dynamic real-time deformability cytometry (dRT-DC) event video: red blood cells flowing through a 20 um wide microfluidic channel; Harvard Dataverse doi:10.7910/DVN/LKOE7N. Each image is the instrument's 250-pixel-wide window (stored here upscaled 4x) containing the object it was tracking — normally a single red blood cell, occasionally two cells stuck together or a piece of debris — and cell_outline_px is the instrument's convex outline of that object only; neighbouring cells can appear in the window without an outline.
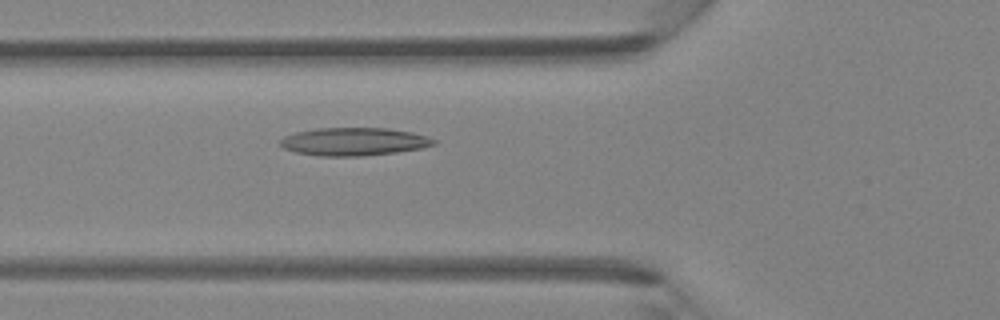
{"species": "Egyptian fruit bat (a non-hibernating species)", "species_latin": "Rousettus aegyptiacus", "temperature_condition": "room temperature", "stored_images_in_passage": 33, "camera_frame_rate_fps": 3000, "um_per_image_px": 0.085, "animal": {"sex": "female"}, "frame": {"image": 1, "passage_image": 4, "time_ms": 1.0, "image_size_px": [1000, 320], "cell_outline_px": [[436, 144], [420, 148], [396, 152], [360, 156], [320, 156], [296, 152], [284, 148], [280, 144], [280, 140], [284, 136], [296, 132], [316, 128], [388, 128], [412, 132], [428, 136], [436, 140]], "centroid_in_image_um": [30.09, 12.03], "position_along_channel_um": 95.7, "area_um2": 24.97}}
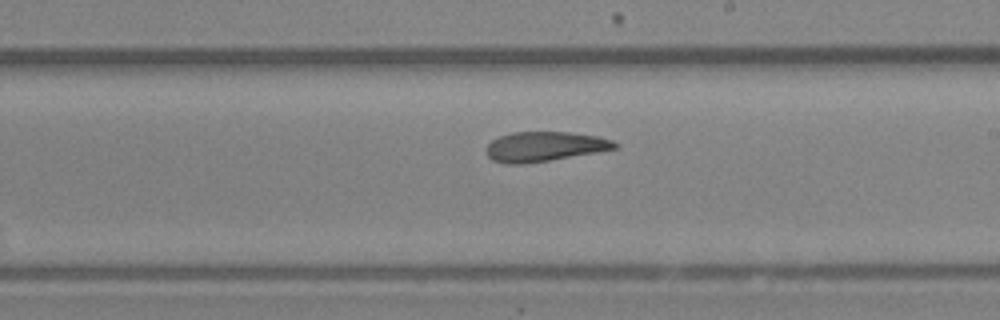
{"frame": {"image": 2, "passage_image": 14, "time_ms": 4.333, "image_size_px": [1000, 320], "cell_outline_px": [[620, 144], [616, 148], [596, 152], [524, 164], [508, 164], [492, 160], [488, 156], [488, 144], [492, 140], [500, 136], [512, 132], [568, 132], [596, 136], [612, 140]], "centroid_in_image_um": [46.28, 12.45], "position_along_channel_um": 242.7, "area_um2": 21.96}}
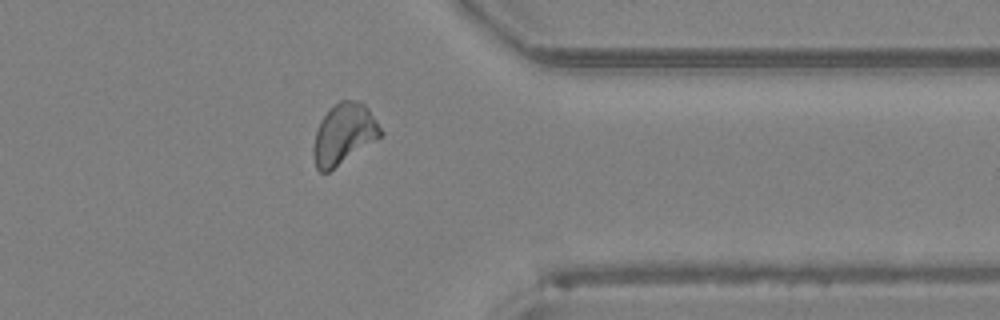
{"frame": {"image": 3, "passage_image": 24, "time_ms": 7.667, "image_size_px": [1000, 320], "cell_outline_px": [[384, 132], [380, 136], [328, 172], [320, 172], [316, 168], [312, 152], [312, 148], [316, 132], [320, 120], [340, 100], [360, 100], [368, 108]], "centroid_in_image_um": [29.21, 11.38], "position_along_channel_um": 382.2, "area_um2": 23.29}}